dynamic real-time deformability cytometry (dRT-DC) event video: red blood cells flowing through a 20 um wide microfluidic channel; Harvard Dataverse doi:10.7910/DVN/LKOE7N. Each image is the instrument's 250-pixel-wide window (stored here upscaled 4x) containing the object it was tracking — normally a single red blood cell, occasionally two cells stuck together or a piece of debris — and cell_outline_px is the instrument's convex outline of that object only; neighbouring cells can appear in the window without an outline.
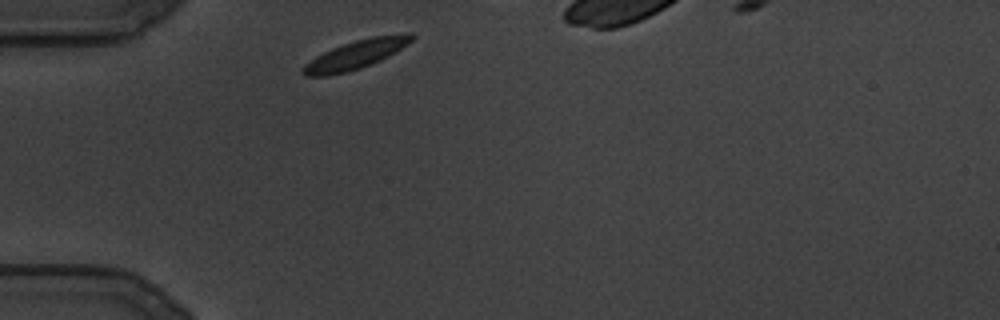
{"species": "common noctule bat (a hibernating species)", "species_latin": "Nyctalus noctula", "temperature_condition": "cold", "stored_images_in_passage": 80, "camera_frame_rate_fps": 3000, "um_per_image_px": 0.085, "animal": {"sex": "male", "body_mass_g": 19.5, "forearm_length_mm": 54.6}, "frame": {"image": 1, "passage_image": 1, "time_ms": 0.0, "image_size_px": [1000, 320], "cell_outline_px": [[416, 36], [408, 44], [388, 56], [380, 60], [360, 68], [328, 76], [304, 76], [300, 72], [300, 68], [304, 64], [316, 56], [332, 48], [356, 40], [372, 36], [408, 32], [412, 32]], "centroid_in_image_um": [30.24, 4.63], "position_along_channel_um": 54.8, "area_um2": 18.21}}
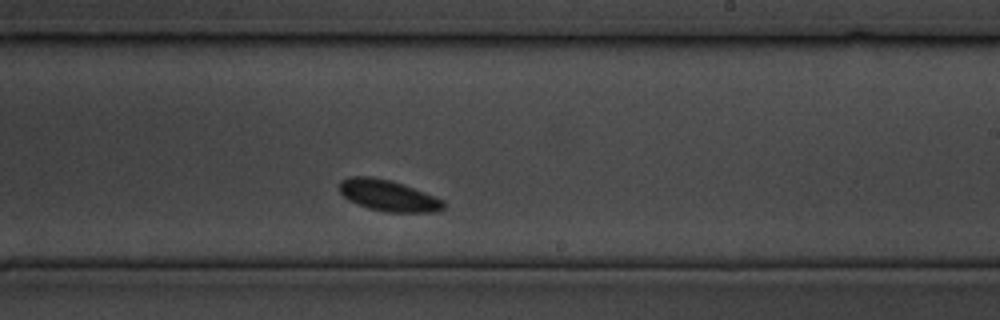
{"frame": {"image": 2, "passage_image": 30, "time_ms": 9.667, "image_size_px": [1000, 320], "cell_outline_px": [[444, 208], [436, 212], [384, 212], [368, 208], [356, 204], [344, 196], [340, 192], [340, 180], [348, 176], [372, 176], [388, 180], [424, 192], [444, 200]], "centroid_in_image_um": [32.98, 16.63], "position_along_channel_um": 256.0, "area_um2": 18.79}}
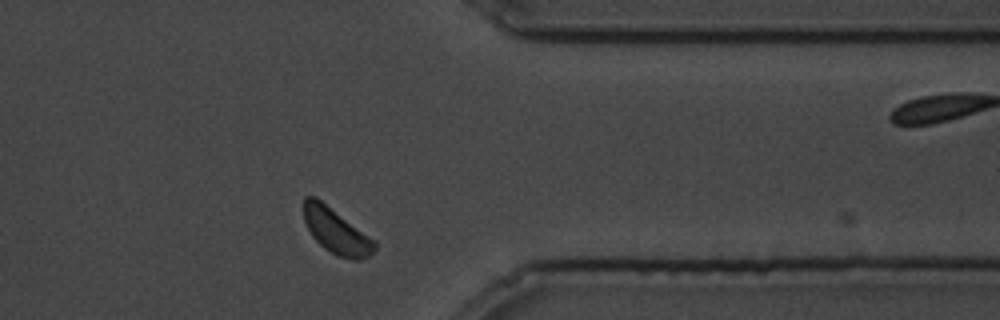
{"frame": {"image": 3, "passage_image": 55, "time_ms": 18.0, "image_size_px": [1000, 320], "cell_outline_px": [[376, 248], [368, 256], [356, 260], [352, 260], [336, 256], [324, 248], [312, 236], [304, 220], [304, 196], [316, 196], [376, 240]], "centroid_in_image_um": [28.59, 19.64], "position_along_channel_um": 382.8, "area_um2": 18.79}}